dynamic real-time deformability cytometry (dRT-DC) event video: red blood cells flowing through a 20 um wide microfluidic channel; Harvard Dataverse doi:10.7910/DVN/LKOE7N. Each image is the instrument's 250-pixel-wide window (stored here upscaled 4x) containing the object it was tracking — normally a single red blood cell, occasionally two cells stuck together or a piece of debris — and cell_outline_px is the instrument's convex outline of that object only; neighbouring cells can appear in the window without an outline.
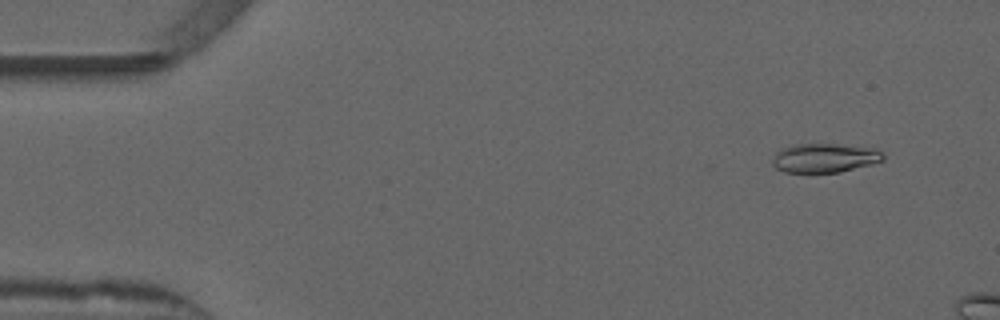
{"species": "common noctule bat (a hibernating species)", "species_latin": "Nyctalus noctula", "temperature_condition": "warm", "stored_images_in_passage": 11, "camera_frame_rate_fps": 3000, "um_per_image_px": 0.085, "animal": {"sex": "male", "forearm_length_mm": 52.5}, "frame": {"image": 1, "passage_image": 4, "time_ms": 1.0, "image_size_px": [1000, 320], "cell_outline_px": [[884, 160], [872, 164], [840, 172], [784, 172], [776, 168], [772, 164], [772, 160], [776, 152], [780, 148], [796, 144], [836, 144], [872, 148], [880, 152], [884, 156]], "centroid_in_image_um": [70.06, 13.42], "position_along_channel_um": 14.9, "area_um2": 18.67}}